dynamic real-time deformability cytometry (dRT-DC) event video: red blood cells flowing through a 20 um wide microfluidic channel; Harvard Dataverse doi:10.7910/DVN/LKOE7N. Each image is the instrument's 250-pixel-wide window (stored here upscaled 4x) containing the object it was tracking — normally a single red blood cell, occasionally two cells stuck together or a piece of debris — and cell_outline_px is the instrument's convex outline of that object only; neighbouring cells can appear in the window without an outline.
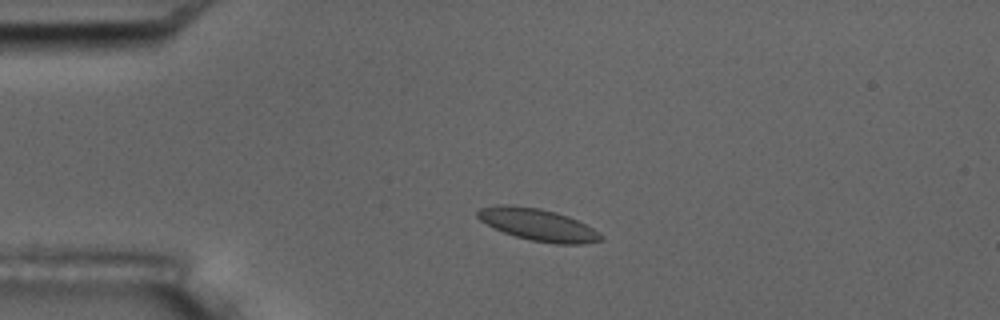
{"species": "common noctule bat (a hibernating species)", "species_latin": "Nyctalus noctula", "temperature_condition": "room temperature", "stored_images_in_passage": 3, "camera_frame_rate_fps": 3000, "um_per_image_px": 0.085, "animal": {"sex": "male", "body_mass_g": 17.5, "forearm_length_mm": 52.3}, "frame": {"image": 1, "passage_image": 2, "time_ms": 1.0, "image_size_px": [1000, 320], "cell_outline_px": [[604, 240], [580, 244], [556, 244], [532, 240], [516, 236], [504, 232], [480, 220], [476, 216], [476, 212], [480, 208], [496, 204], [512, 204], [540, 208], [556, 212], [568, 216], [592, 228], [604, 236]], "centroid_in_image_um": [45.72, 19.08], "position_along_channel_um": 39.3, "area_um2": 22.95}}